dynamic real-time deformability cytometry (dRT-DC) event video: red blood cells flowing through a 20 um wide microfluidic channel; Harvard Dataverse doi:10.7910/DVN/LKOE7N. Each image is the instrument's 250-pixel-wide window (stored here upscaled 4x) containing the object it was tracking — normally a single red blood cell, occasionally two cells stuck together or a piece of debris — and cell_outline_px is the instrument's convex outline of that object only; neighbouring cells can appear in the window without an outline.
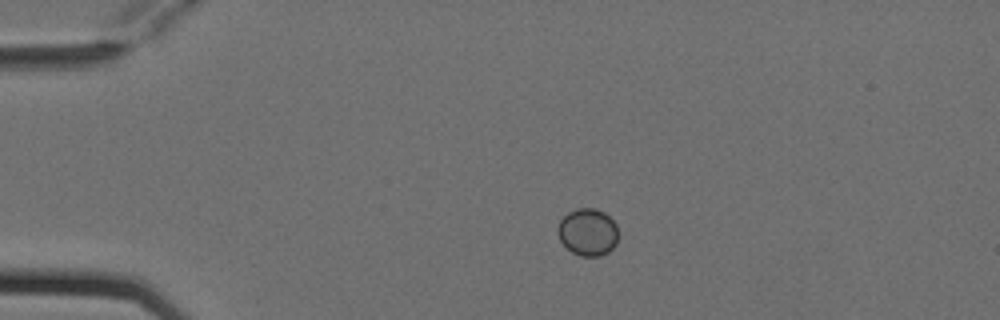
{"species": "Egyptian fruit bat (a non-hibernating species)", "species_latin": "Rousettus aegyptiacus", "temperature_condition": "cold", "stored_images_in_passage": 4, "camera_frame_rate_fps": 3000, "um_per_image_px": 0.085, "animal": {"sex": "female"}, "frame": {"image": 1, "passage_image": 3, "time_ms": 0.667, "image_size_px": [1000, 320], "cell_outline_px": [[616, 244], [608, 252], [600, 256], [580, 256], [572, 252], [560, 240], [556, 228], [560, 220], [568, 212], [576, 208], [596, 208], [604, 212], [616, 224]], "centroid_in_image_um": [49.94, 19.72], "position_along_channel_um": 35.1, "area_um2": 16.59}}